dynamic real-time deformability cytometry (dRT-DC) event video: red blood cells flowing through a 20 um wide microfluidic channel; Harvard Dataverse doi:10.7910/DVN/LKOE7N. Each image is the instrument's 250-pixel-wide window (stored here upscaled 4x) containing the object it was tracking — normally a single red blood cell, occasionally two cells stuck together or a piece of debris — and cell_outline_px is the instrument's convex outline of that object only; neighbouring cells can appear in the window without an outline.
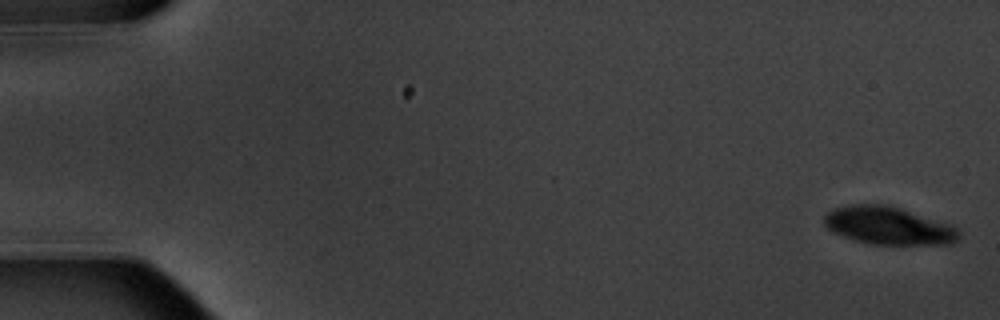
{"species": "common noctule bat (a hibernating species)", "species_latin": "Nyctalus noctula", "temperature_condition": "warm", "stored_images_in_passage": 6, "camera_frame_rate_fps": 3000, "um_per_image_px": 0.085, "animal": {"sex": "male", "body_mass_g": 20.1, "forearm_length_mm": 53.5}, "frame": {"image": 1, "passage_image": 1, "time_ms": 0.0, "image_size_px": [1000, 320], "cell_outline_px": [[960, 240], [952, 244], [868, 244], [832, 232], [824, 224], [824, 216], [832, 208], [848, 204], [888, 204], [952, 224], [960, 232]], "centroid_in_image_um": [75.54, 19.17], "position_along_channel_um": 9.5, "area_um2": 30.0}}
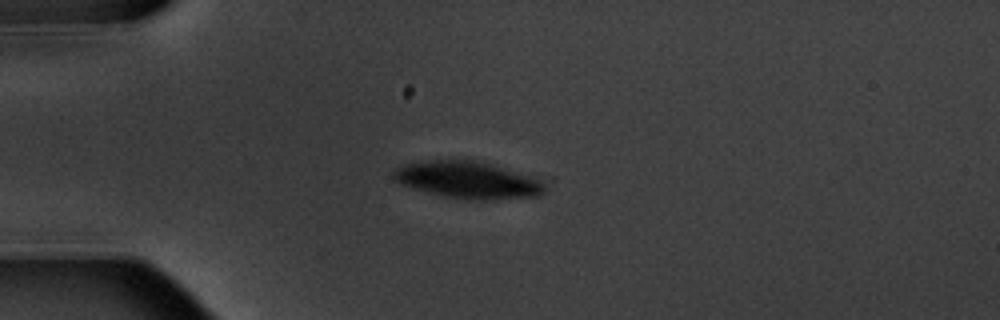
{"frame": {"image": 2, "passage_image": 5, "time_ms": 4.667, "image_size_px": [1000, 320], "cell_outline_px": [[548, 188], [540, 196], [488, 200], [472, 200], [444, 196], [412, 188], [400, 184], [392, 176], [392, 172], [396, 168], [404, 164], [432, 160], [472, 160], [488, 164], [544, 180]], "centroid_in_image_um": [39.79, 15.32], "position_along_channel_um": 45.2, "area_um2": 32.43}}